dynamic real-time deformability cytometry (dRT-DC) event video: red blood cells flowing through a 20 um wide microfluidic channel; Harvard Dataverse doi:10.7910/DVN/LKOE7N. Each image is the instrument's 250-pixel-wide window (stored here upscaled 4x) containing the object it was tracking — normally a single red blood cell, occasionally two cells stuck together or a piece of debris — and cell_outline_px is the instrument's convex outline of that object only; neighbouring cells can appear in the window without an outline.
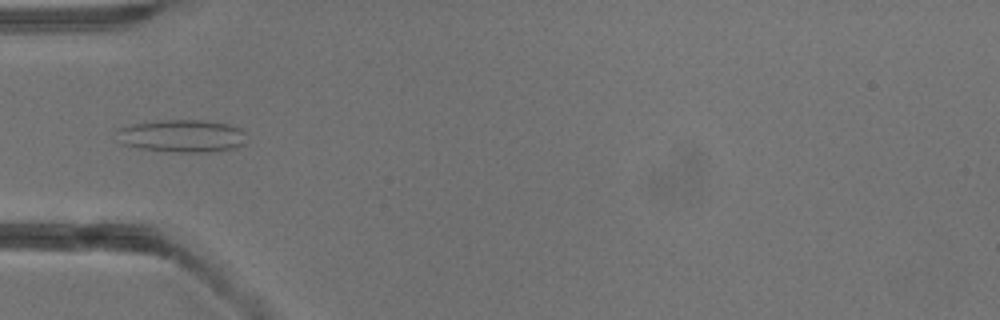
{"species": "common noctule bat (a hibernating species)", "species_latin": "Nyctalus noctula", "temperature_condition": "warm", "stored_images_in_passage": 4, "camera_frame_rate_fps": 3000, "um_per_image_px": 0.085, "animal": {"sex": "male", "body_mass_g": 13.3}, "frame": {"image": 1, "passage_image": 4, "time_ms": 3.667, "image_size_px": [1000, 320], "cell_outline_px": [[244, 144], [236, 148], [208, 152], [176, 152], [140, 148], [124, 144], [112, 132], [116, 128], [132, 124], [156, 120], [208, 120], [228, 124], [240, 128], [244, 132]], "centroid_in_image_um": [15.43, 11.54], "position_along_channel_um": 69.6, "area_um2": 24.91}}